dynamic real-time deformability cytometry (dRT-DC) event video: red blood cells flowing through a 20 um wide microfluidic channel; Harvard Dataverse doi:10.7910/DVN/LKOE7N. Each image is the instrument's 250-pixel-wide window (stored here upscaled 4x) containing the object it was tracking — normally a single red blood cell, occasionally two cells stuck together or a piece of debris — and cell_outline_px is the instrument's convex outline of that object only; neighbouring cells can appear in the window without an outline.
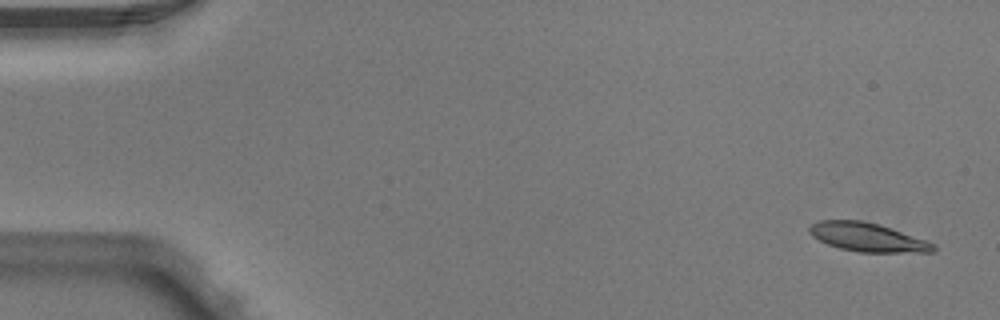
{"species": "Egyptian fruit bat (a non-hibernating species)", "species_latin": "Rousettus aegyptiacus", "temperature_condition": "warm", "stored_images_in_passage": 3, "camera_frame_rate_fps": 3000, "um_per_image_px": 0.085, "animal": {"sex": "male"}, "frame": {"image": 1, "passage_image": 1, "time_ms": 0.0, "image_size_px": [1000, 320], "cell_outline_px": [[936, 248], [932, 252], [860, 252], [840, 248], [828, 244], [812, 236], [808, 232], [808, 228], [812, 224], [820, 220], [860, 220], [880, 224], [924, 240], [932, 244]], "centroid_in_image_um": [73.68, 20.15], "position_along_channel_um": 11.3, "area_um2": 20.4}}